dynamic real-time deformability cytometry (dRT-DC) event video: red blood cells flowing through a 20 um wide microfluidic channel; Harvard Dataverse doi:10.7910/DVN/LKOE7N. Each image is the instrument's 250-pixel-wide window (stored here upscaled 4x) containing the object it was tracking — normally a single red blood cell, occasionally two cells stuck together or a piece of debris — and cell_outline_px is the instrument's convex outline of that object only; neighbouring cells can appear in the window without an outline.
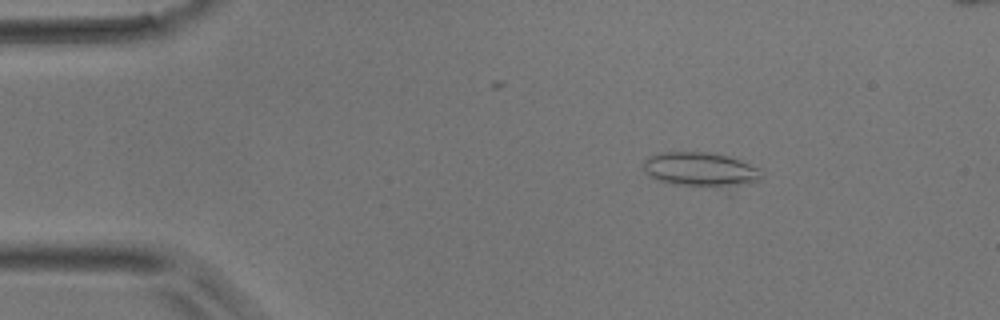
{"species": "common noctule bat (a hibernating species)", "species_latin": "Nyctalus noctula", "temperature_condition": "room temperature", "stored_images_in_passage": 13, "camera_frame_rate_fps": 3000, "um_per_image_px": 0.085, "animal": {"sex": "male", "body_mass_g": 17.9}, "frame": {"image": 1, "passage_image": 7, "time_ms": 2.0, "image_size_px": [1000, 320], "cell_outline_px": [[764, 176], [760, 180], [732, 196], [728, 196], [672, 184], [656, 180], [644, 172], [644, 160], [648, 156], [656, 152], [712, 152], [728, 156], [740, 160], [760, 168]], "centroid_in_image_um": [59.74, 14.58], "position_along_channel_um": 25.3, "area_um2": 26.88}}